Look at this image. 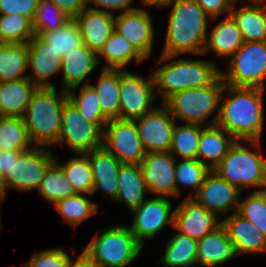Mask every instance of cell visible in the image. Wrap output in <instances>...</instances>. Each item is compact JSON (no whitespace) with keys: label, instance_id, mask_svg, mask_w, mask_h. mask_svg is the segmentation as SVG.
I'll list each match as a JSON object with an SVG mask.
<instances>
[{"label":"cell","instance_id":"8","mask_svg":"<svg viewBox=\"0 0 266 267\" xmlns=\"http://www.w3.org/2000/svg\"><path fill=\"white\" fill-rule=\"evenodd\" d=\"M231 57L227 73L221 71L225 84L264 89L266 41L244 42Z\"/></svg>","mask_w":266,"mask_h":267},{"label":"cell","instance_id":"3","mask_svg":"<svg viewBox=\"0 0 266 267\" xmlns=\"http://www.w3.org/2000/svg\"><path fill=\"white\" fill-rule=\"evenodd\" d=\"M68 100L67 91L57 95L54 87H37L22 115L34 146L57 143L61 129V113Z\"/></svg>","mask_w":266,"mask_h":267},{"label":"cell","instance_id":"34","mask_svg":"<svg viewBox=\"0 0 266 267\" xmlns=\"http://www.w3.org/2000/svg\"><path fill=\"white\" fill-rule=\"evenodd\" d=\"M162 263L167 267H189L197 262V240L178 233L166 245Z\"/></svg>","mask_w":266,"mask_h":267},{"label":"cell","instance_id":"12","mask_svg":"<svg viewBox=\"0 0 266 267\" xmlns=\"http://www.w3.org/2000/svg\"><path fill=\"white\" fill-rule=\"evenodd\" d=\"M55 161L52 152L44 148H30L19 158H14L11 172L3 180V189L15 188L21 191L40 186L47 168Z\"/></svg>","mask_w":266,"mask_h":267},{"label":"cell","instance_id":"39","mask_svg":"<svg viewBox=\"0 0 266 267\" xmlns=\"http://www.w3.org/2000/svg\"><path fill=\"white\" fill-rule=\"evenodd\" d=\"M204 127L195 124L174 125L170 153L178 154L181 159H197L198 144Z\"/></svg>","mask_w":266,"mask_h":267},{"label":"cell","instance_id":"33","mask_svg":"<svg viewBox=\"0 0 266 267\" xmlns=\"http://www.w3.org/2000/svg\"><path fill=\"white\" fill-rule=\"evenodd\" d=\"M31 143L22 116L0 117V151L29 150Z\"/></svg>","mask_w":266,"mask_h":267},{"label":"cell","instance_id":"10","mask_svg":"<svg viewBox=\"0 0 266 267\" xmlns=\"http://www.w3.org/2000/svg\"><path fill=\"white\" fill-rule=\"evenodd\" d=\"M102 146L121 164H140L146 155L134 120L110 119L103 128Z\"/></svg>","mask_w":266,"mask_h":267},{"label":"cell","instance_id":"56","mask_svg":"<svg viewBox=\"0 0 266 267\" xmlns=\"http://www.w3.org/2000/svg\"><path fill=\"white\" fill-rule=\"evenodd\" d=\"M0 83H1V82H0ZM1 116H3V114H2L1 106H0V117H1Z\"/></svg>","mask_w":266,"mask_h":267},{"label":"cell","instance_id":"31","mask_svg":"<svg viewBox=\"0 0 266 267\" xmlns=\"http://www.w3.org/2000/svg\"><path fill=\"white\" fill-rule=\"evenodd\" d=\"M27 43H0V82L28 78L23 75L28 67Z\"/></svg>","mask_w":266,"mask_h":267},{"label":"cell","instance_id":"46","mask_svg":"<svg viewBox=\"0 0 266 267\" xmlns=\"http://www.w3.org/2000/svg\"><path fill=\"white\" fill-rule=\"evenodd\" d=\"M39 0H0L1 15L19 14L30 18L35 17Z\"/></svg>","mask_w":266,"mask_h":267},{"label":"cell","instance_id":"21","mask_svg":"<svg viewBox=\"0 0 266 267\" xmlns=\"http://www.w3.org/2000/svg\"><path fill=\"white\" fill-rule=\"evenodd\" d=\"M221 222L234 245L237 255L266 252V237L249 220L234 212Z\"/></svg>","mask_w":266,"mask_h":267},{"label":"cell","instance_id":"29","mask_svg":"<svg viewBox=\"0 0 266 267\" xmlns=\"http://www.w3.org/2000/svg\"><path fill=\"white\" fill-rule=\"evenodd\" d=\"M37 86L23 78L0 83V106L3 116H22Z\"/></svg>","mask_w":266,"mask_h":267},{"label":"cell","instance_id":"14","mask_svg":"<svg viewBox=\"0 0 266 267\" xmlns=\"http://www.w3.org/2000/svg\"><path fill=\"white\" fill-rule=\"evenodd\" d=\"M171 208L170 200L165 196H156L144 200L139 207L132 211L135 216L130 229L142 246L143 239L154 238L170 223L173 226L174 212H171Z\"/></svg>","mask_w":266,"mask_h":267},{"label":"cell","instance_id":"28","mask_svg":"<svg viewBox=\"0 0 266 267\" xmlns=\"http://www.w3.org/2000/svg\"><path fill=\"white\" fill-rule=\"evenodd\" d=\"M244 43L237 23L231 15L220 21L207 36L203 54L212 50L218 57L232 56Z\"/></svg>","mask_w":266,"mask_h":267},{"label":"cell","instance_id":"30","mask_svg":"<svg viewBox=\"0 0 266 267\" xmlns=\"http://www.w3.org/2000/svg\"><path fill=\"white\" fill-rule=\"evenodd\" d=\"M97 85H89L98 96L102 114L108 119L119 117L120 107V69L102 68Z\"/></svg>","mask_w":266,"mask_h":267},{"label":"cell","instance_id":"20","mask_svg":"<svg viewBox=\"0 0 266 267\" xmlns=\"http://www.w3.org/2000/svg\"><path fill=\"white\" fill-rule=\"evenodd\" d=\"M114 17L113 14L87 6L75 18L83 43L96 54L100 52L114 31Z\"/></svg>","mask_w":266,"mask_h":267},{"label":"cell","instance_id":"35","mask_svg":"<svg viewBox=\"0 0 266 267\" xmlns=\"http://www.w3.org/2000/svg\"><path fill=\"white\" fill-rule=\"evenodd\" d=\"M38 190L39 194L53 205L76 194L64 171L55 161L45 171Z\"/></svg>","mask_w":266,"mask_h":267},{"label":"cell","instance_id":"4","mask_svg":"<svg viewBox=\"0 0 266 267\" xmlns=\"http://www.w3.org/2000/svg\"><path fill=\"white\" fill-rule=\"evenodd\" d=\"M220 74L213 62L193 59L173 60L152 72L155 91L162 94L163 102L176 92L207 86Z\"/></svg>","mask_w":266,"mask_h":267},{"label":"cell","instance_id":"13","mask_svg":"<svg viewBox=\"0 0 266 267\" xmlns=\"http://www.w3.org/2000/svg\"><path fill=\"white\" fill-rule=\"evenodd\" d=\"M162 106V109L155 107L142 117L134 119L146 153L170 151L175 119L167 107L164 104Z\"/></svg>","mask_w":266,"mask_h":267},{"label":"cell","instance_id":"9","mask_svg":"<svg viewBox=\"0 0 266 267\" xmlns=\"http://www.w3.org/2000/svg\"><path fill=\"white\" fill-rule=\"evenodd\" d=\"M103 130L87 121L77 108L67 100L61 113V129L55 145L63 142L76 153H88L102 146Z\"/></svg>","mask_w":266,"mask_h":267},{"label":"cell","instance_id":"22","mask_svg":"<svg viewBox=\"0 0 266 267\" xmlns=\"http://www.w3.org/2000/svg\"><path fill=\"white\" fill-rule=\"evenodd\" d=\"M92 167V195L100 189L115 201L118 193V171L121 163L103 146L86 153Z\"/></svg>","mask_w":266,"mask_h":267},{"label":"cell","instance_id":"40","mask_svg":"<svg viewBox=\"0 0 266 267\" xmlns=\"http://www.w3.org/2000/svg\"><path fill=\"white\" fill-rule=\"evenodd\" d=\"M40 36L48 43V47L63 57L83 44L75 19H70L55 31L41 33Z\"/></svg>","mask_w":266,"mask_h":267},{"label":"cell","instance_id":"18","mask_svg":"<svg viewBox=\"0 0 266 267\" xmlns=\"http://www.w3.org/2000/svg\"><path fill=\"white\" fill-rule=\"evenodd\" d=\"M173 212V227L197 241L222 224L215 213L205 209L192 197H187Z\"/></svg>","mask_w":266,"mask_h":267},{"label":"cell","instance_id":"47","mask_svg":"<svg viewBox=\"0 0 266 267\" xmlns=\"http://www.w3.org/2000/svg\"><path fill=\"white\" fill-rule=\"evenodd\" d=\"M205 13L210 17V20H214L218 15L228 13L230 15L233 4H236L234 0H195Z\"/></svg>","mask_w":266,"mask_h":267},{"label":"cell","instance_id":"43","mask_svg":"<svg viewBox=\"0 0 266 267\" xmlns=\"http://www.w3.org/2000/svg\"><path fill=\"white\" fill-rule=\"evenodd\" d=\"M210 171L211 169L198 159H182L179 164L175 162L176 196L180 195L178 183L192 186L195 195Z\"/></svg>","mask_w":266,"mask_h":267},{"label":"cell","instance_id":"48","mask_svg":"<svg viewBox=\"0 0 266 267\" xmlns=\"http://www.w3.org/2000/svg\"><path fill=\"white\" fill-rule=\"evenodd\" d=\"M134 0H87V6L92 9L101 10L106 13L112 14V12H108L109 10H124V12H128L134 9L135 7H131L130 4L133 3ZM90 4L96 5L95 7H90ZM98 7V8H97ZM101 9H100V8ZM104 8V10H103Z\"/></svg>","mask_w":266,"mask_h":267},{"label":"cell","instance_id":"2","mask_svg":"<svg viewBox=\"0 0 266 267\" xmlns=\"http://www.w3.org/2000/svg\"><path fill=\"white\" fill-rule=\"evenodd\" d=\"M171 7L160 63L184 53L203 54L208 36L210 17L195 0H175Z\"/></svg>","mask_w":266,"mask_h":267},{"label":"cell","instance_id":"45","mask_svg":"<svg viewBox=\"0 0 266 267\" xmlns=\"http://www.w3.org/2000/svg\"><path fill=\"white\" fill-rule=\"evenodd\" d=\"M23 267H67L71 258L60 248L35 252Z\"/></svg>","mask_w":266,"mask_h":267},{"label":"cell","instance_id":"25","mask_svg":"<svg viewBox=\"0 0 266 267\" xmlns=\"http://www.w3.org/2000/svg\"><path fill=\"white\" fill-rule=\"evenodd\" d=\"M251 4L240 8H234L233 4L230 15L237 23L244 42L266 41V4Z\"/></svg>","mask_w":266,"mask_h":267},{"label":"cell","instance_id":"42","mask_svg":"<svg viewBox=\"0 0 266 267\" xmlns=\"http://www.w3.org/2000/svg\"><path fill=\"white\" fill-rule=\"evenodd\" d=\"M50 12L52 13L50 14ZM69 20L70 18L53 2L50 0H39L35 17L33 19L35 35L55 31Z\"/></svg>","mask_w":266,"mask_h":267},{"label":"cell","instance_id":"38","mask_svg":"<svg viewBox=\"0 0 266 267\" xmlns=\"http://www.w3.org/2000/svg\"><path fill=\"white\" fill-rule=\"evenodd\" d=\"M34 36L30 18L19 14L0 15V43H28Z\"/></svg>","mask_w":266,"mask_h":267},{"label":"cell","instance_id":"1","mask_svg":"<svg viewBox=\"0 0 266 267\" xmlns=\"http://www.w3.org/2000/svg\"><path fill=\"white\" fill-rule=\"evenodd\" d=\"M229 97L220 104L218 114L208 126L218 125L235 140L260 147L263 130V91L258 87H235L225 84Z\"/></svg>","mask_w":266,"mask_h":267},{"label":"cell","instance_id":"6","mask_svg":"<svg viewBox=\"0 0 266 267\" xmlns=\"http://www.w3.org/2000/svg\"><path fill=\"white\" fill-rule=\"evenodd\" d=\"M224 80L221 74L209 85L176 92L163 104L171 116L187 124L200 125L213 113L223 99Z\"/></svg>","mask_w":266,"mask_h":267},{"label":"cell","instance_id":"55","mask_svg":"<svg viewBox=\"0 0 266 267\" xmlns=\"http://www.w3.org/2000/svg\"><path fill=\"white\" fill-rule=\"evenodd\" d=\"M0 188H3V177L0 173Z\"/></svg>","mask_w":266,"mask_h":267},{"label":"cell","instance_id":"41","mask_svg":"<svg viewBox=\"0 0 266 267\" xmlns=\"http://www.w3.org/2000/svg\"><path fill=\"white\" fill-rule=\"evenodd\" d=\"M65 222L77 227L85 219L96 213L97 204L76 193L54 204Z\"/></svg>","mask_w":266,"mask_h":267},{"label":"cell","instance_id":"5","mask_svg":"<svg viewBox=\"0 0 266 267\" xmlns=\"http://www.w3.org/2000/svg\"><path fill=\"white\" fill-rule=\"evenodd\" d=\"M82 249V253L96 267H126L136 259L143 246L130 227L116 225L95 236Z\"/></svg>","mask_w":266,"mask_h":267},{"label":"cell","instance_id":"51","mask_svg":"<svg viewBox=\"0 0 266 267\" xmlns=\"http://www.w3.org/2000/svg\"><path fill=\"white\" fill-rule=\"evenodd\" d=\"M67 267H96L83 253L76 261L70 260Z\"/></svg>","mask_w":266,"mask_h":267},{"label":"cell","instance_id":"15","mask_svg":"<svg viewBox=\"0 0 266 267\" xmlns=\"http://www.w3.org/2000/svg\"><path fill=\"white\" fill-rule=\"evenodd\" d=\"M241 191L230 184L227 180L220 177L214 170H211L205 177L195 195L188 197L194 198L205 209L216 215L220 213L225 217L230 210L237 212Z\"/></svg>","mask_w":266,"mask_h":267},{"label":"cell","instance_id":"19","mask_svg":"<svg viewBox=\"0 0 266 267\" xmlns=\"http://www.w3.org/2000/svg\"><path fill=\"white\" fill-rule=\"evenodd\" d=\"M28 67H32L34 77L29 79L37 87H54L48 78L61 70L62 55H58L40 36L35 35L28 43Z\"/></svg>","mask_w":266,"mask_h":267},{"label":"cell","instance_id":"53","mask_svg":"<svg viewBox=\"0 0 266 267\" xmlns=\"http://www.w3.org/2000/svg\"><path fill=\"white\" fill-rule=\"evenodd\" d=\"M5 196H6V191L3 188H0V201L3 200ZM0 229H1V219H0Z\"/></svg>","mask_w":266,"mask_h":267},{"label":"cell","instance_id":"49","mask_svg":"<svg viewBox=\"0 0 266 267\" xmlns=\"http://www.w3.org/2000/svg\"><path fill=\"white\" fill-rule=\"evenodd\" d=\"M70 19H75L87 7V0H50Z\"/></svg>","mask_w":266,"mask_h":267},{"label":"cell","instance_id":"16","mask_svg":"<svg viewBox=\"0 0 266 267\" xmlns=\"http://www.w3.org/2000/svg\"><path fill=\"white\" fill-rule=\"evenodd\" d=\"M175 162L170 152L146 153L139 165L147 192L176 196Z\"/></svg>","mask_w":266,"mask_h":267},{"label":"cell","instance_id":"37","mask_svg":"<svg viewBox=\"0 0 266 267\" xmlns=\"http://www.w3.org/2000/svg\"><path fill=\"white\" fill-rule=\"evenodd\" d=\"M80 158H72L65 164H60L55 158V162L64 171L67 180L72 184L76 193L92 195L93 174L89 157L86 153H81Z\"/></svg>","mask_w":266,"mask_h":267},{"label":"cell","instance_id":"36","mask_svg":"<svg viewBox=\"0 0 266 267\" xmlns=\"http://www.w3.org/2000/svg\"><path fill=\"white\" fill-rule=\"evenodd\" d=\"M75 90L76 87H73L67 91L68 100L87 121L97 124L103 130L109 120L102 114L95 90L88 83L80 88L79 96H76Z\"/></svg>","mask_w":266,"mask_h":267},{"label":"cell","instance_id":"27","mask_svg":"<svg viewBox=\"0 0 266 267\" xmlns=\"http://www.w3.org/2000/svg\"><path fill=\"white\" fill-rule=\"evenodd\" d=\"M146 186L139 164H121L118 171L116 201L126 203L134 211L145 200Z\"/></svg>","mask_w":266,"mask_h":267},{"label":"cell","instance_id":"26","mask_svg":"<svg viewBox=\"0 0 266 267\" xmlns=\"http://www.w3.org/2000/svg\"><path fill=\"white\" fill-rule=\"evenodd\" d=\"M234 141L235 139L218 125L205 127L199 138L197 159L213 170L224 158Z\"/></svg>","mask_w":266,"mask_h":267},{"label":"cell","instance_id":"24","mask_svg":"<svg viewBox=\"0 0 266 267\" xmlns=\"http://www.w3.org/2000/svg\"><path fill=\"white\" fill-rule=\"evenodd\" d=\"M235 255L234 245L222 224L197 241V262L202 267L222 264Z\"/></svg>","mask_w":266,"mask_h":267},{"label":"cell","instance_id":"52","mask_svg":"<svg viewBox=\"0 0 266 267\" xmlns=\"http://www.w3.org/2000/svg\"><path fill=\"white\" fill-rule=\"evenodd\" d=\"M174 1L175 0H140V3L146 6H171Z\"/></svg>","mask_w":266,"mask_h":267},{"label":"cell","instance_id":"23","mask_svg":"<svg viewBox=\"0 0 266 267\" xmlns=\"http://www.w3.org/2000/svg\"><path fill=\"white\" fill-rule=\"evenodd\" d=\"M99 63L98 55L86 44L74 48L62 58L63 90L76 87L91 73Z\"/></svg>","mask_w":266,"mask_h":267},{"label":"cell","instance_id":"50","mask_svg":"<svg viewBox=\"0 0 266 267\" xmlns=\"http://www.w3.org/2000/svg\"><path fill=\"white\" fill-rule=\"evenodd\" d=\"M24 151L27 150L0 151V173L3 180L7 177L9 172H11L14 158H19Z\"/></svg>","mask_w":266,"mask_h":267},{"label":"cell","instance_id":"11","mask_svg":"<svg viewBox=\"0 0 266 267\" xmlns=\"http://www.w3.org/2000/svg\"><path fill=\"white\" fill-rule=\"evenodd\" d=\"M155 93L152 73L145 79L120 69V107L117 119L134 120L152 111L154 107L151 103L155 99Z\"/></svg>","mask_w":266,"mask_h":267},{"label":"cell","instance_id":"44","mask_svg":"<svg viewBox=\"0 0 266 267\" xmlns=\"http://www.w3.org/2000/svg\"><path fill=\"white\" fill-rule=\"evenodd\" d=\"M237 213L257 226L266 237V190H256L239 202Z\"/></svg>","mask_w":266,"mask_h":267},{"label":"cell","instance_id":"17","mask_svg":"<svg viewBox=\"0 0 266 267\" xmlns=\"http://www.w3.org/2000/svg\"><path fill=\"white\" fill-rule=\"evenodd\" d=\"M149 12L137 8L114 17V30L122 35L145 59L152 52L153 23Z\"/></svg>","mask_w":266,"mask_h":267},{"label":"cell","instance_id":"54","mask_svg":"<svg viewBox=\"0 0 266 267\" xmlns=\"http://www.w3.org/2000/svg\"><path fill=\"white\" fill-rule=\"evenodd\" d=\"M235 2L237 1V0H234ZM250 1V0H249ZM253 3H266V0H251Z\"/></svg>","mask_w":266,"mask_h":267},{"label":"cell","instance_id":"32","mask_svg":"<svg viewBox=\"0 0 266 267\" xmlns=\"http://www.w3.org/2000/svg\"><path fill=\"white\" fill-rule=\"evenodd\" d=\"M105 57L107 65L103 68L123 69L132 59L140 63L145 58L118 32H112L103 48L97 54Z\"/></svg>","mask_w":266,"mask_h":267},{"label":"cell","instance_id":"7","mask_svg":"<svg viewBox=\"0 0 266 267\" xmlns=\"http://www.w3.org/2000/svg\"><path fill=\"white\" fill-rule=\"evenodd\" d=\"M235 140L221 162L213 169L220 177L235 185L241 192L245 187L266 190V158ZM264 188V189H263Z\"/></svg>","mask_w":266,"mask_h":267}]
</instances>
